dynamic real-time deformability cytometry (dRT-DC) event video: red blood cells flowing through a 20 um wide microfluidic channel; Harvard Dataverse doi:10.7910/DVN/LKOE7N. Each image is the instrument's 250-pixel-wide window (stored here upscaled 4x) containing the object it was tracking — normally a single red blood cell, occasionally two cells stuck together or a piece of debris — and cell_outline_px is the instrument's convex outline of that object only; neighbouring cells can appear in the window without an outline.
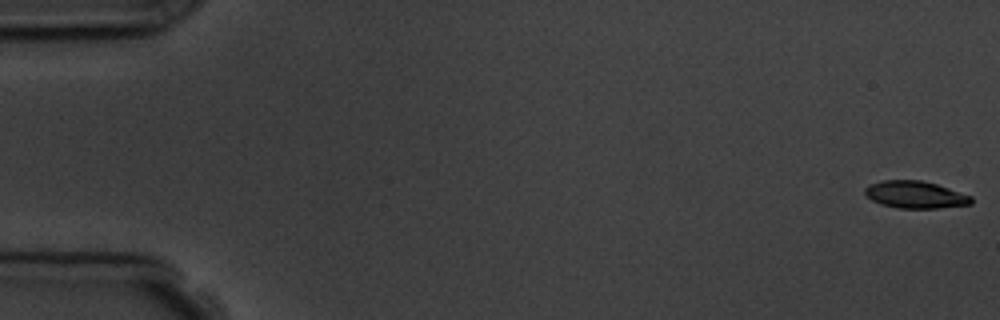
{"species": "common noctule bat (a hibernating species)", "species_latin": "Nyctalus noctula", "temperature_condition": "room temperature", "stored_images_in_passage": 15, "camera_frame_rate_fps": 3000, "um_per_image_px": 0.085, "animal": {"sex": "male", "body_mass_g": 19.5, "forearm_length_mm": 54.6}, "frame": {"image": 1, "passage_image": 1, "time_ms": 0.0, "image_size_px": [1000, 320], "cell_outline_px": [[972, 204], [940, 208], [896, 208], [880, 204], [864, 196], [864, 188], [868, 184], [880, 180], [920, 180], [936, 184], [972, 196]], "centroid_in_image_um": [77.74, 16.55], "position_along_channel_um": 7.3, "area_um2": 17.05}}
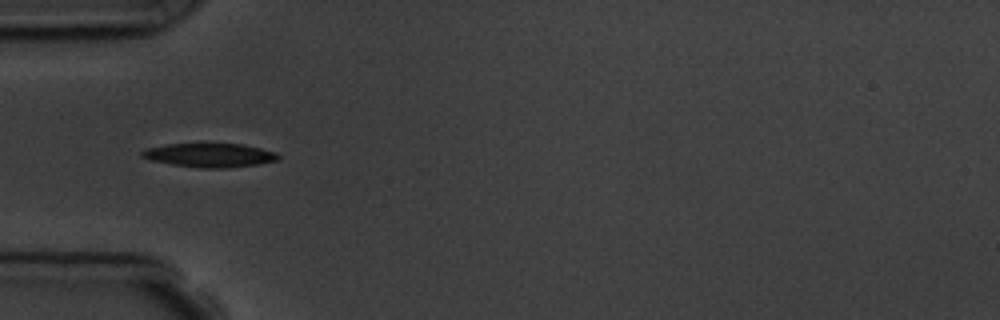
{"frame": {"image": 2, "passage_image": 5, "time_ms": 5.667, "image_size_px": [1000, 320], "cell_outline_px": [[280, 160], [256, 164], [228, 168], [200, 168], [172, 164], [152, 160], [140, 156], [140, 152], [148, 148], [168, 144], [240, 144], [260, 148], [276, 152], [280, 156]], "centroid_in_image_um": [17.85, 13.2], "position_along_channel_um": 67.2, "area_um2": 18.79}, "authors_computed_cell_mechanics": {"area_um2": 17.7446, "velocity_mm_per_s": 3.7206, "shape_relaxation_time_tau1_ms": 2.0795, "shape_relaxation_time_tau2_ms": null, "deformation_change_tau1": 0.1041, "deformation_change_tau2": null}}